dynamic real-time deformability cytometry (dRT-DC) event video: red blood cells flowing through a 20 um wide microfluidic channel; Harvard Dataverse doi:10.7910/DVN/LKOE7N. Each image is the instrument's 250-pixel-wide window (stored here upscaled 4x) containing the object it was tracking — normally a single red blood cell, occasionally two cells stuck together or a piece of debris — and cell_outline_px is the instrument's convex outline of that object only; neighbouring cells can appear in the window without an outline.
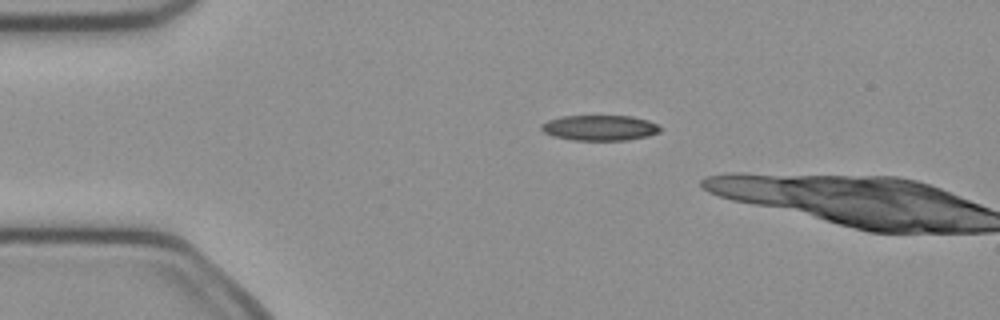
{"species": "common noctule bat (a hibernating species)", "species_latin": "Nyctalus noctula", "temperature_condition": "cold", "stored_images_in_passage": 12, "camera_frame_rate_fps": 3000, "um_per_image_px": 0.085, "animal": {"sex": "female", "body_mass_g": 21.9}, "frame": {"image": 1, "passage_image": 10, "time_ms": 3.0, "image_size_px": [1000, 320], "cell_outline_px": [[664, 128], [660, 132], [648, 136], [628, 140], [572, 140], [552, 136], [544, 132], [540, 128], [540, 124], [548, 120], [560, 116], [632, 116], [648, 120]], "centroid_in_image_um": [50.98, 10.86], "position_along_channel_um": 34.0, "area_um2": 17.8}}